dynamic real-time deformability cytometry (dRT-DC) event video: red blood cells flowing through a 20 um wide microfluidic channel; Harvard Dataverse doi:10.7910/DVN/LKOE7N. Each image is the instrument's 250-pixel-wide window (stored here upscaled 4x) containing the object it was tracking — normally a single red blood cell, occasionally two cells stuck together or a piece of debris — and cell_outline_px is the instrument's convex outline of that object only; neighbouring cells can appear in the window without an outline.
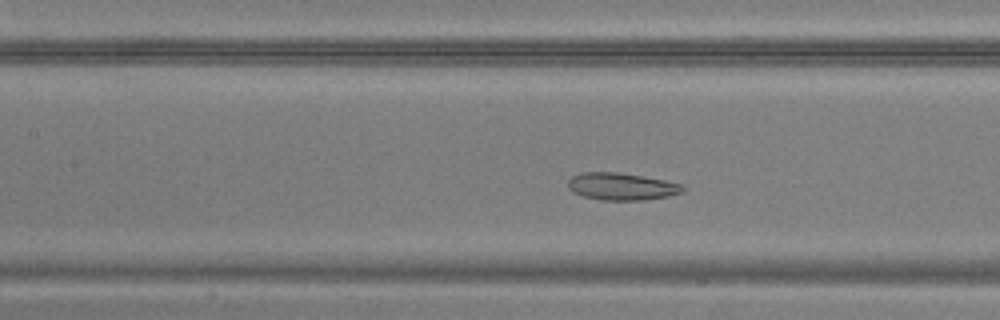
{"species": "common noctule bat (a hibernating species)", "species_latin": "Nyctalus noctula", "temperature_condition": "warm", "stored_images_in_passage": 44, "camera_frame_rate_fps": 3000, "um_per_image_px": 0.085, "animal": {"sex": "male", "body_mass_g": 20.5, "forearm_length_mm": 52.5}, "frame": {"image": 1, "passage_image": 17, "time_ms": 5.333, "image_size_px": [1000, 320], "cell_outline_px": [[684, 192], [668, 196], [644, 200], [600, 200], [584, 196], [572, 192], [568, 188], [568, 180], [572, 176], [580, 172], [616, 172], [664, 180], [684, 184]], "centroid_in_image_um": [52.83, 15.85], "position_along_channel_um": 154.6, "area_um2": 18.26}}
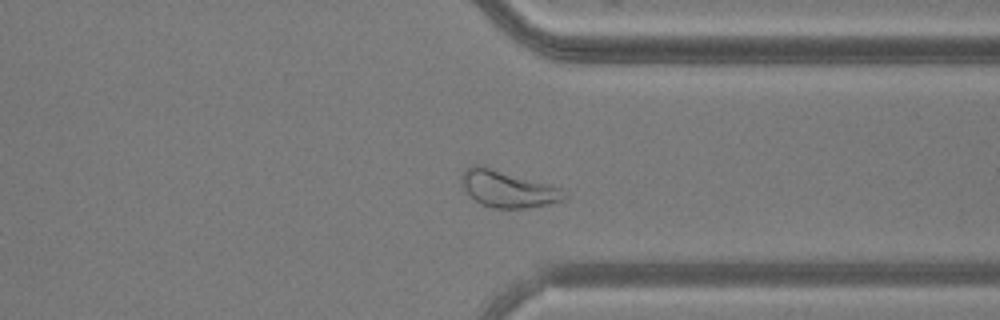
{"frame": {"image": 2, "passage_image": 33, "time_ms": 10.667, "image_size_px": [1000, 320], "cell_outline_px": [[568, 196], [560, 200], [548, 204], [524, 208], [492, 208], [480, 204], [464, 188], [460, 180], [460, 176], [472, 164], [484, 164], [560, 188]], "centroid_in_image_um": [43.11, 16.03], "position_along_channel_um": 368.3, "area_um2": 21.91}}
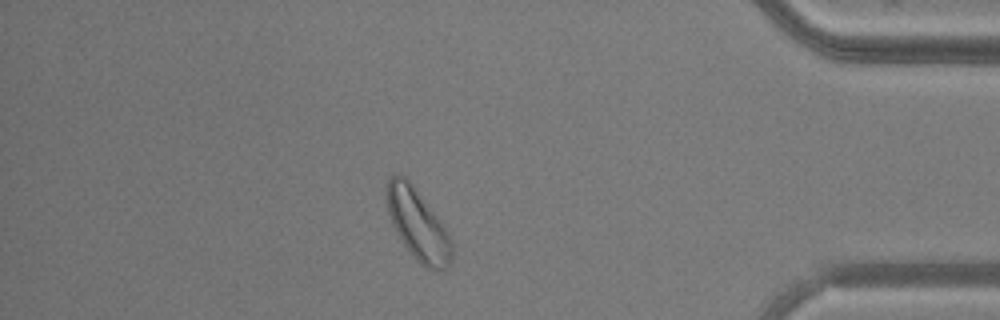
{"frame": {"image": 3, "passage_image": 38, "time_ms": 12.333, "image_size_px": [1000, 320], "cell_outline_px": [[452, 260], [444, 268], [436, 272], [424, 268], [420, 264], [404, 244], [396, 232], [392, 224], [388, 212], [384, 192], [388, 176], [396, 172], [404, 176], [408, 180], [440, 220], [448, 232], [452, 240]], "centroid_in_image_um": [35.48, 19.07], "position_along_channel_um": 399.7, "area_um2": 27.11}}